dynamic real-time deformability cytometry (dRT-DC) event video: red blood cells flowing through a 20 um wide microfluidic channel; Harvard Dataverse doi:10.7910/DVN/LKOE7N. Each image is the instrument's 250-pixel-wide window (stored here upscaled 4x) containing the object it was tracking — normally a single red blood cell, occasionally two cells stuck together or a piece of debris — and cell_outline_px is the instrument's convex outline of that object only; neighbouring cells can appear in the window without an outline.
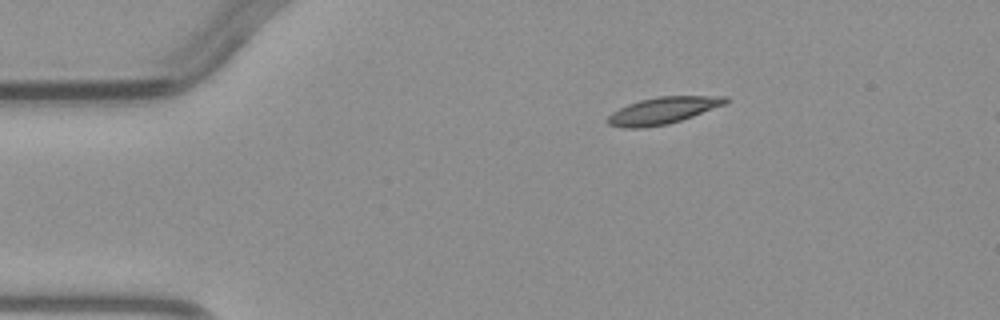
{"species": "common noctule bat (a hibernating species)", "species_latin": "Nyctalus noctula", "temperature_condition": "warm", "stored_images_in_passage": 2, "camera_frame_rate_fps": 3000, "um_per_image_px": 0.085, "animal": {"sex": "male", "body_mass_g": 23.1, "forearm_length_mm": 52.7}, "frame": {"image": 1, "passage_image": 1, "time_ms": 0.0, "image_size_px": [1000, 320], "cell_outline_px": [[732, 100], [724, 104], [692, 116], [668, 124], [644, 128], [620, 128], [608, 124], [604, 120], [612, 112], [628, 104], [640, 100], [660, 96], [728, 96]], "centroid_in_image_um": [56.31, 9.4], "position_along_channel_um": 28.7, "area_um2": 18.44}}